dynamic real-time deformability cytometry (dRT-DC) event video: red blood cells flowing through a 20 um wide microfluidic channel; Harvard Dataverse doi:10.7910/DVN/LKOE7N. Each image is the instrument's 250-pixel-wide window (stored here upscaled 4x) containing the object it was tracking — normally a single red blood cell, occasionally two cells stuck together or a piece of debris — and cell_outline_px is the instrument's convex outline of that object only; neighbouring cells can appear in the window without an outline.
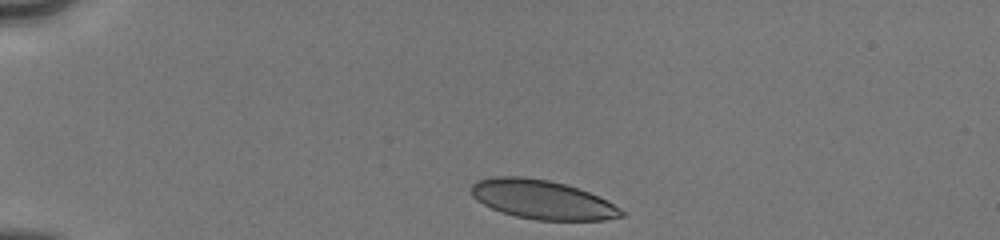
{"species": "human", "species_latin": "Homo sapiens", "temperature_condition": "cold", "stored_images_in_passage": 10, "camera_frame_rate_fps": 3000, "um_per_image_px": 0.085, "donor": {"sex": "male"}, "frame": {"image": 1, "passage_image": 1, "time_ms": 0.0, "image_size_px": [1000, 240], "cell_outline_px": [[624, 216], [604, 220], [536, 220], [516, 216], [492, 208], [476, 200], [472, 196], [472, 184], [476, 180], [496, 176], [524, 176], [548, 180], [564, 184], [588, 192], [620, 208], [624, 212]], "centroid_in_image_um": [46.06, 16.96], "position_along_channel_um": 38.9, "area_um2": 33.76}}